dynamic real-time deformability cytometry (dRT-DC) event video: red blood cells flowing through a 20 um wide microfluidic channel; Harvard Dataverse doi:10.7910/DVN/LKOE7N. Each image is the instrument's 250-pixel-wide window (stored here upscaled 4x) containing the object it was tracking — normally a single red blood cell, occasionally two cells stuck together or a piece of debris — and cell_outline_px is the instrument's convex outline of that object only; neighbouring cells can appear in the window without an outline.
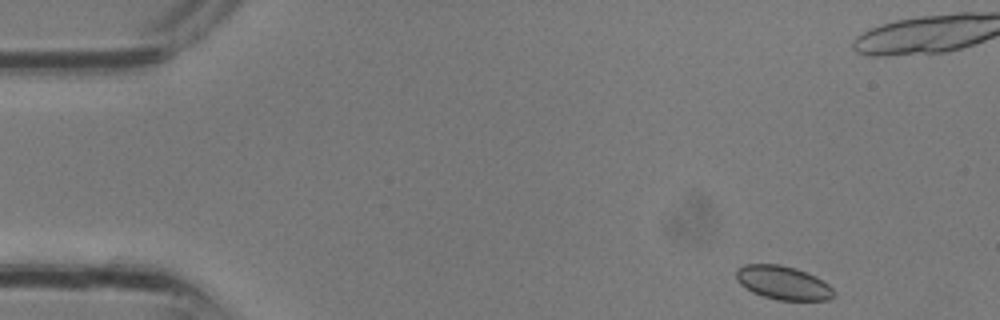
{"species": "common noctule bat (a hibernating species)", "species_latin": "Nyctalus noctula", "temperature_condition": "room temperature", "stored_images_in_passage": 12, "camera_frame_rate_fps": 3000, "um_per_image_px": 0.085, "animal": {"sex": "male", "body_mass_g": 13.3}, "frame": {"image": 1, "passage_image": 1, "time_ms": 0.0, "image_size_px": [1000, 320], "cell_outline_px": [[836, 296], [828, 300], [776, 300], [752, 292], [740, 284], [736, 280], [736, 268], [744, 264], [780, 264], [796, 268], [808, 272], [816, 276], [828, 284], [836, 292]], "centroid_in_image_um": [66.57, 24.03], "position_along_channel_um": 18.4, "area_um2": 19.42}}
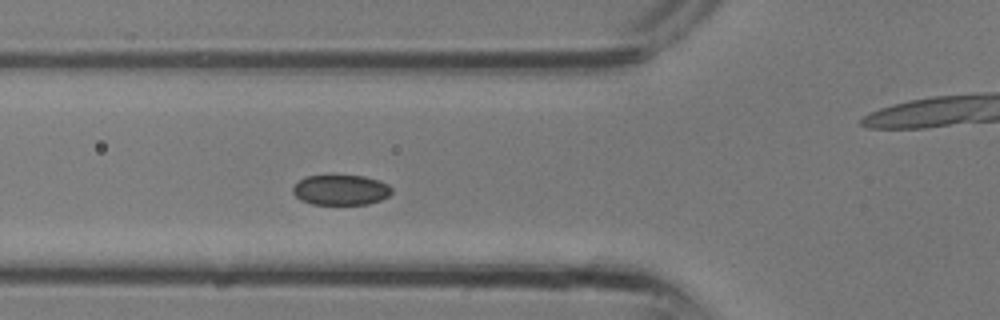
{"frame": {"image": 2, "passage_image": 9, "time_ms": 2.667, "image_size_px": [1000, 320], "cell_outline_px": [[392, 192], [388, 196], [380, 200], [368, 204], [312, 204], [300, 200], [292, 192], [292, 188], [304, 176], [328, 172], [332, 172], [364, 176], [380, 180], [388, 184], [392, 188]], "centroid_in_image_um": [28.94, 16.08], "position_along_channel_um": 96.9, "area_um2": 18.32}}